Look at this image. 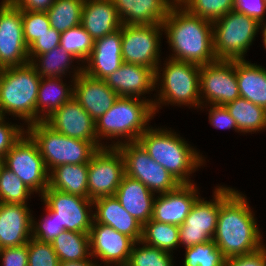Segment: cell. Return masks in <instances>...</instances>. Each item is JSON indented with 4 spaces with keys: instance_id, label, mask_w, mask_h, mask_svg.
<instances>
[{
    "instance_id": "1",
    "label": "cell",
    "mask_w": 266,
    "mask_h": 266,
    "mask_svg": "<svg viewBox=\"0 0 266 266\" xmlns=\"http://www.w3.org/2000/svg\"><path fill=\"white\" fill-rule=\"evenodd\" d=\"M254 216L245 195L220 186V210L212 240L225 258L248 254L264 246Z\"/></svg>"
},
{
    "instance_id": "2",
    "label": "cell",
    "mask_w": 266,
    "mask_h": 266,
    "mask_svg": "<svg viewBox=\"0 0 266 266\" xmlns=\"http://www.w3.org/2000/svg\"><path fill=\"white\" fill-rule=\"evenodd\" d=\"M173 54L170 59L203 66L217 61L213 47V24L173 5L162 23Z\"/></svg>"
},
{
    "instance_id": "3",
    "label": "cell",
    "mask_w": 266,
    "mask_h": 266,
    "mask_svg": "<svg viewBox=\"0 0 266 266\" xmlns=\"http://www.w3.org/2000/svg\"><path fill=\"white\" fill-rule=\"evenodd\" d=\"M138 142L154 161L163 166L181 184H192L190 175L205 161L187 141L167 128L149 127L141 134Z\"/></svg>"
},
{
    "instance_id": "4",
    "label": "cell",
    "mask_w": 266,
    "mask_h": 266,
    "mask_svg": "<svg viewBox=\"0 0 266 266\" xmlns=\"http://www.w3.org/2000/svg\"><path fill=\"white\" fill-rule=\"evenodd\" d=\"M154 114L153 99L119 96L114 105L95 121L97 141L101 143L100 139L125 138L124 141L118 139L116 143L112 141L109 147L136 142L150 127L148 122Z\"/></svg>"
},
{
    "instance_id": "5",
    "label": "cell",
    "mask_w": 266,
    "mask_h": 266,
    "mask_svg": "<svg viewBox=\"0 0 266 266\" xmlns=\"http://www.w3.org/2000/svg\"><path fill=\"white\" fill-rule=\"evenodd\" d=\"M40 82L41 77L30 62L3 68L0 72V116L8 113L27 125L36 123Z\"/></svg>"
},
{
    "instance_id": "6",
    "label": "cell",
    "mask_w": 266,
    "mask_h": 266,
    "mask_svg": "<svg viewBox=\"0 0 266 266\" xmlns=\"http://www.w3.org/2000/svg\"><path fill=\"white\" fill-rule=\"evenodd\" d=\"M165 62V68L161 70L158 66L155 71V85H160V92L153 101L154 113L158 112L160 104L167 103L201 108L200 66L170 58Z\"/></svg>"
},
{
    "instance_id": "7",
    "label": "cell",
    "mask_w": 266,
    "mask_h": 266,
    "mask_svg": "<svg viewBox=\"0 0 266 266\" xmlns=\"http://www.w3.org/2000/svg\"><path fill=\"white\" fill-rule=\"evenodd\" d=\"M26 127V133L37 144L49 172L58 165L89 163L98 150L90 141L60 134L45 121Z\"/></svg>"
},
{
    "instance_id": "8",
    "label": "cell",
    "mask_w": 266,
    "mask_h": 266,
    "mask_svg": "<svg viewBox=\"0 0 266 266\" xmlns=\"http://www.w3.org/2000/svg\"><path fill=\"white\" fill-rule=\"evenodd\" d=\"M212 24L213 47L218 60H244L261 28L256 19L234 10Z\"/></svg>"
},
{
    "instance_id": "9",
    "label": "cell",
    "mask_w": 266,
    "mask_h": 266,
    "mask_svg": "<svg viewBox=\"0 0 266 266\" xmlns=\"http://www.w3.org/2000/svg\"><path fill=\"white\" fill-rule=\"evenodd\" d=\"M116 147L124 159L125 175L139 180L152 193L163 194L175 190L181 184L154 161L138 141L121 143Z\"/></svg>"
},
{
    "instance_id": "10",
    "label": "cell",
    "mask_w": 266,
    "mask_h": 266,
    "mask_svg": "<svg viewBox=\"0 0 266 266\" xmlns=\"http://www.w3.org/2000/svg\"><path fill=\"white\" fill-rule=\"evenodd\" d=\"M3 165L16 174L33 194L39 192L42 196L49 187V171L37 144L26 132L6 153Z\"/></svg>"
},
{
    "instance_id": "11",
    "label": "cell",
    "mask_w": 266,
    "mask_h": 266,
    "mask_svg": "<svg viewBox=\"0 0 266 266\" xmlns=\"http://www.w3.org/2000/svg\"><path fill=\"white\" fill-rule=\"evenodd\" d=\"M162 24L122 25V59L156 71L160 61ZM161 35V36H160Z\"/></svg>"
},
{
    "instance_id": "12",
    "label": "cell",
    "mask_w": 266,
    "mask_h": 266,
    "mask_svg": "<svg viewBox=\"0 0 266 266\" xmlns=\"http://www.w3.org/2000/svg\"><path fill=\"white\" fill-rule=\"evenodd\" d=\"M124 174V159L117 147L98 149L88 163V198L115 195Z\"/></svg>"
},
{
    "instance_id": "13",
    "label": "cell",
    "mask_w": 266,
    "mask_h": 266,
    "mask_svg": "<svg viewBox=\"0 0 266 266\" xmlns=\"http://www.w3.org/2000/svg\"><path fill=\"white\" fill-rule=\"evenodd\" d=\"M239 97L235 60H217L200 66L201 107L226 105Z\"/></svg>"
},
{
    "instance_id": "14",
    "label": "cell",
    "mask_w": 266,
    "mask_h": 266,
    "mask_svg": "<svg viewBox=\"0 0 266 266\" xmlns=\"http://www.w3.org/2000/svg\"><path fill=\"white\" fill-rule=\"evenodd\" d=\"M41 199L53 211V217H56L60 227L68 231L90 232L94 220L92 200L63 193L50 187L44 191Z\"/></svg>"
},
{
    "instance_id": "15",
    "label": "cell",
    "mask_w": 266,
    "mask_h": 266,
    "mask_svg": "<svg viewBox=\"0 0 266 266\" xmlns=\"http://www.w3.org/2000/svg\"><path fill=\"white\" fill-rule=\"evenodd\" d=\"M30 62L22 25V10L9 0L0 3V66L2 68Z\"/></svg>"
},
{
    "instance_id": "16",
    "label": "cell",
    "mask_w": 266,
    "mask_h": 266,
    "mask_svg": "<svg viewBox=\"0 0 266 266\" xmlns=\"http://www.w3.org/2000/svg\"><path fill=\"white\" fill-rule=\"evenodd\" d=\"M198 198L190 213L179 226V245L185 248L212 240L220 210V186L214 191L213 200Z\"/></svg>"
},
{
    "instance_id": "17",
    "label": "cell",
    "mask_w": 266,
    "mask_h": 266,
    "mask_svg": "<svg viewBox=\"0 0 266 266\" xmlns=\"http://www.w3.org/2000/svg\"><path fill=\"white\" fill-rule=\"evenodd\" d=\"M77 68H74L71 81L73 98L96 121L114 105L119 95L104 80L85 74L83 66Z\"/></svg>"
},
{
    "instance_id": "18",
    "label": "cell",
    "mask_w": 266,
    "mask_h": 266,
    "mask_svg": "<svg viewBox=\"0 0 266 266\" xmlns=\"http://www.w3.org/2000/svg\"><path fill=\"white\" fill-rule=\"evenodd\" d=\"M44 121L60 134L90 141L98 149L107 147L97 141L95 121L73 97Z\"/></svg>"
},
{
    "instance_id": "19",
    "label": "cell",
    "mask_w": 266,
    "mask_h": 266,
    "mask_svg": "<svg viewBox=\"0 0 266 266\" xmlns=\"http://www.w3.org/2000/svg\"><path fill=\"white\" fill-rule=\"evenodd\" d=\"M89 237L91 258L102 260L106 266L127 264L134 244L130 237L94 220Z\"/></svg>"
},
{
    "instance_id": "20",
    "label": "cell",
    "mask_w": 266,
    "mask_h": 266,
    "mask_svg": "<svg viewBox=\"0 0 266 266\" xmlns=\"http://www.w3.org/2000/svg\"><path fill=\"white\" fill-rule=\"evenodd\" d=\"M194 183L180 184L175 190L159 194L154 200L152 220L180 226L199 198Z\"/></svg>"
},
{
    "instance_id": "21",
    "label": "cell",
    "mask_w": 266,
    "mask_h": 266,
    "mask_svg": "<svg viewBox=\"0 0 266 266\" xmlns=\"http://www.w3.org/2000/svg\"><path fill=\"white\" fill-rule=\"evenodd\" d=\"M32 216L27 204L0 202V249L28 243L32 238Z\"/></svg>"
},
{
    "instance_id": "22",
    "label": "cell",
    "mask_w": 266,
    "mask_h": 266,
    "mask_svg": "<svg viewBox=\"0 0 266 266\" xmlns=\"http://www.w3.org/2000/svg\"><path fill=\"white\" fill-rule=\"evenodd\" d=\"M106 84L121 97H135L156 90L155 71L138 64L123 63L104 79Z\"/></svg>"
},
{
    "instance_id": "23",
    "label": "cell",
    "mask_w": 266,
    "mask_h": 266,
    "mask_svg": "<svg viewBox=\"0 0 266 266\" xmlns=\"http://www.w3.org/2000/svg\"><path fill=\"white\" fill-rule=\"evenodd\" d=\"M83 64V72L96 79L104 80L124 62L122 59L121 28L114 33L94 41L90 57Z\"/></svg>"
},
{
    "instance_id": "24",
    "label": "cell",
    "mask_w": 266,
    "mask_h": 266,
    "mask_svg": "<svg viewBox=\"0 0 266 266\" xmlns=\"http://www.w3.org/2000/svg\"><path fill=\"white\" fill-rule=\"evenodd\" d=\"M122 25L162 24L173 7L171 0H112Z\"/></svg>"
},
{
    "instance_id": "25",
    "label": "cell",
    "mask_w": 266,
    "mask_h": 266,
    "mask_svg": "<svg viewBox=\"0 0 266 266\" xmlns=\"http://www.w3.org/2000/svg\"><path fill=\"white\" fill-rule=\"evenodd\" d=\"M94 221L110 226L116 231L130 237L134 242L140 241L143 225L131 216L113 196L101 197L93 201Z\"/></svg>"
},
{
    "instance_id": "26",
    "label": "cell",
    "mask_w": 266,
    "mask_h": 266,
    "mask_svg": "<svg viewBox=\"0 0 266 266\" xmlns=\"http://www.w3.org/2000/svg\"><path fill=\"white\" fill-rule=\"evenodd\" d=\"M154 196L143 183L125 174L115 193L122 207L142 225L152 218Z\"/></svg>"
},
{
    "instance_id": "27",
    "label": "cell",
    "mask_w": 266,
    "mask_h": 266,
    "mask_svg": "<svg viewBox=\"0 0 266 266\" xmlns=\"http://www.w3.org/2000/svg\"><path fill=\"white\" fill-rule=\"evenodd\" d=\"M81 25L97 40L120 29L122 23L112 0H85Z\"/></svg>"
},
{
    "instance_id": "28",
    "label": "cell",
    "mask_w": 266,
    "mask_h": 266,
    "mask_svg": "<svg viewBox=\"0 0 266 266\" xmlns=\"http://www.w3.org/2000/svg\"><path fill=\"white\" fill-rule=\"evenodd\" d=\"M240 97L266 110V68L244 60H235Z\"/></svg>"
},
{
    "instance_id": "29",
    "label": "cell",
    "mask_w": 266,
    "mask_h": 266,
    "mask_svg": "<svg viewBox=\"0 0 266 266\" xmlns=\"http://www.w3.org/2000/svg\"><path fill=\"white\" fill-rule=\"evenodd\" d=\"M49 187L88 198V163L56 166L49 172Z\"/></svg>"
},
{
    "instance_id": "30",
    "label": "cell",
    "mask_w": 266,
    "mask_h": 266,
    "mask_svg": "<svg viewBox=\"0 0 266 266\" xmlns=\"http://www.w3.org/2000/svg\"><path fill=\"white\" fill-rule=\"evenodd\" d=\"M72 97L73 86H67L61 78H41L37 94L36 122L44 121Z\"/></svg>"
},
{
    "instance_id": "31",
    "label": "cell",
    "mask_w": 266,
    "mask_h": 266,
    "mask_svg": "<svg viewBox=\"0 0 266 266\" xmlns=\"http://www.w3.org/2000/svg\"><path fill=\"white\" fill-rule=\"evenodd\" d=\"M235 119L241 133L266 130V110L249 100L239 97L224 105Z\"/></svg>"
},
{
    "instance_id": "32",
    "label": "cell",
    "mask_w": 266,
    "mask_h": 266,
    "mask_svg": "<svg viewBox=\"0 0 266 266\" xmlns=\"http://www.w3.org/2000/svg\"><path fill=\"white\" fill-rule=\"evenodd\" d=\"M51 245L60 262L80 261L91 257L89 233L64 230Z\"/></svg>"
},
{
    "instance_id": "33",
    "label": "cell",
    "mask_w": 266,
    "mask_h": 266,
    "mask_svg": "<svg viewBox=\"0 0 266 266\" xmlns=\"http://www.w3.org/2000/svg\"><path fill=\"white\" fill-rule=\"evenodd\" d=\"M29 60L41 78H63L76 58L59 45L43 54L29 55Z\"/></svg>"
},
{
    "instance_id": "34",
    "label": "cell",
    "mask_w": 266,
    "mask_h": 266,
    "mask_svg": "<svg viewBox=\"0 0 266 266\" xmlns=\"http://www.w3.org/2000/svg\"><path fill=\"white\" fill-rule=\"evenodd\" d=\"M140 241L171 253L179 246V226L150 219L143 225Z\"/></svg>"
},
{
    "instance_id": "35",
    "label": "cell",
    "mask_w": 266,
    "mask_h": 266,
    "mask_svg": "<svg viewBox=\"0 0 266 266\" xmlns=\"http://www.w3.org/2000/svg\"><path fill=\"white\" fill-rule=\"evenodd\" d=\"M85 0H55L46 12L51 28L59 33L81 24L82 9Z\"/></svg>"
},
{
    "instance_id": "36",
    "label": "cell",
    "mask_w": 266,
    "mask_h": 266,
    "mask_svg": "<svg viewBox=\"0 0 266 266\" xmlns=\"http://www.w3.org/2000/svg\"><path fill=\"white\" fill-rule=\"evenodd\" d=\"M94 41L80 24L61 33L60 46L73 57L79 59L78 61L86 64L92 53Z\"/></svg>"
},
{
    "instance_id": "37",
    "label": "cell",
    "mask_w": 266,
    "mask_h": 266,
    "mask_svg": "<svg viewBox=\"0 0 266 266\" xmlns=\"http://www.w3.org/2000/svg\"><path fill=\"white\" fill-rule=\"evenodd\" d=\"M33 192L23 181L4 165L0 168V202L27 204Z\"/></svg>"
},
{
    "instance_id": "38",
    "label": "cell",
    "mask_w": 266,
    "mask_h": 266,
    "mask_svg": "<svg viewBox=\"0 0 266 266\" xmlns=\"http://www.w3.org/2000/svg\"><path fill=\"white\" fill-rule=\"evenodd\" d=\"M185 249L184 266H224L225 257L213 240Z\"/></svg>"
},
{
    "instance_id": "39",
    "label": "cell",
    "mask_w": 266,
    "mask_h": 266,
    "mask_svg": "<svg viewBox=\"0 0 266 266\" xmlns=\"http://www.w3.org/2000/svg\"><path fill=\"white\" fill-rule=\"evenodd\" d=\"M173 263L170 252L146 245L141 241L134 242L127 261L128 266H173L175 265Z\"/></svg>"
},
{
    "instance_id": "40",
    "label": "cell",
    "mask_w": 266,
    "mask_h": 266,
    "mask_svg": "<svg viewBox=\"0 0 266 266\" xmlns=\"http://www.w3.org/2000/svg\"><path fill=\"white\" fill-rule=\"evenodd\" d=\"M182 6L193 15L211 22L234 9V0H186Z\"/></svg>"
},
{
    "instance_id": "41",
    "label": "cell",
    "mask_w": 266,
    "mask_h": 266,
    "mask_svg": "<svg viewBox=\"0 0 266 266\" xmlns=\"http://www.w3.org/2000/svg\"><path fill=\"white\" fill-rule=\"evenodd\" d=\"M22 25L28 47L51 28L46 12L22 11Z\"/></svg>"
},
{
    "instance_id": "42",
    "label": "cell",
    "mask_w": 266,
    "mask_h": 266,
    "mask_svg": "<svg viewBox=\"0 0 266 266\" xmlns=\"http://www.w3.org/2000/svg\"><path fill=\"white\" fill-rule=\"evenodd\" d=\"M59 262L50 242L35 238L28 241V266H59Z\"/></svg>"
},
{
    "instance_id": "43",
    "label": "cell",
    "mask_w": 266,
    "mask_h": 266,
    "mask_svg": "<svg viewBox=\"0 0 266 266\" xmlns=\"http://www.w3.org/2000/svg\"><path fill=\"white\" fill-rule=\"evenodd\" d=\"M46 218L39 220V223L32 217V238L39 241L52 242L65 229L60 227L53 211L46 205Z\"/></svg>"
},
{
    "instance_id": "44",
    "label": "cell",
    "mask_w": 266,
    "mask_h": 266,
    "mask_svg": "<svg viewBox=\"0 0 266 266\" xmlns=\"http://www.w3.org/2000/svg\"><path fill=\"white\" fill-rule=\"evenodd\" d=\"M6 117L0 116V159H4L6 153L24 135L23 126L11 124L5 121Z\"/></svg>"
},
{
    "instance_id": "45",
    "label": "cell",
    "mask_w": 266,
    "mask_h": 266,
    "mask_svg": "<svg viewBox=\"0 0 266 266\" xmlns=\"http://www.w3.org/2000/svg\"><path fill=\"white\" fill-rule=\"evenodd\" d=\"M233 10L256 19L260 24H264L266 21L265 0H234Z\"/></svg>"
},
{
    "instance_id": "46",
    "label": "cell",
    "mask_w": 266,
    "mask_h": 266,
    "mask_svg": "<svg viewBox=\"0 0 266 266\" xmlns=\"http://www.w3.org/2000/svg\"><path fill=\"white\" fill-rule=\"evenodd\" d=\"M61 33L54 28H50L48 32L41 35L28 47L29 55H39L51 51L60 45Z\"/></svg>"
},
{
    "instance_id": "47",
    "label": "cell",
    "mask_w": 266,
    "mask_h": 266,
    "mask_svg": "<svg viewBox=\"0 0 266 266\" xmlns=\"http://www.w3.org/2000/svg\"><path fill=\"white\" fill-rule=\"evenodd\" d=\"M224 266H266V245L248 254L225 258Z\"/></svg>"
},
{
    "instance_id": "48",
    "label": "cell",
    "mask_w": 266,
    "mask_h": 266,
    "mask_svg": "<svg viewBox=\"0 0 266 266\" xmlns=\"http://www.w3.org/2000/svg\"><path fill=\"white\" fill-rule=\"evenodd\" d=\"M1 266H28V243L0 249Z\"/></svg>"
},
{
    "instance_id": "49",
    "label": "cell",
    "mask_w": 266,
    "mask_h": 266,
    "mask_svg": "<svg viewBox=\"0 0 266 266\" xmlns=\"http://www.w3.org/2000/svg\"><path fill=\"white\" fill-rule=\"evenodd\" d=\"M209 123L217 129H234L238 131L235 119L224 105H209Z\"/></svg>"
},
{
    "instance_id": "50",
    "label": "cell",
    "mask_w": 266,
    "mask_h": 266,
    "mask_svg": "<svg viewBox=\"0 0 266 266\" xmlns=\"http://www.w3.org/2000/svg\"><path fill=\"white\" fill-rule=\"evenodd\" d=\"M22 11L47 12L55 0H9Z\"/></svg>"
},
{
    "instance_id": "51",
    "label": "cell",
    "mask_w": 266,
    "mask_h": 266,
    "mask_svg": "<svg viewBox=\"0 0 266 266\" xmlns=\"http://www.w3.org/2000/svg\"><path fill=\"white\" fill-rule=\"evenodd\" d=\"M93 261L92 259H85V260H80V261H64V262H59V266H100L101 264L98 265V262Z\"/></svg>"
},
{
    "instance_id": "52",
    "label": "cell",
    "mask_w": 266,
    "mask_h": 266,
    "mask_svg": "<svg viewBox=\"0 0 266 266\" xmlns=\"http://www.w3.org/2000/svg\"><path fill=\"white\" fill-rule=\"evenodd\" d=\"M263 25V26H262ZM262 31V36H263V43H264V47L266 49V22L264 24H261V28Z\"/></svg>"
},
{
    "instance_id": "53",
    "label": "cell",
    "mask_w": 266,
    "mask_h": 266,
    "mask_svg": "<svg viewBox=\"0 0 266 266\" xmlns=\"http://www.w3.org/2000/svg\"><path fill=\"white\" fill-rule=\"evenodd\" d=\"M186 0H171L173 5H182Z\"/></svg>"
},
{
    "instance_id": "54",
    "label": "cell",
    "mask_w": 266,
    "mask_h": 266,
    "mask_svg": "<svg viewBox=\"0 0 266 266\" xmlns=\"http://www.w3.org/2000/svg\"><path fill=\"white\" fill-rule=\"evenodd\" d=\"M2 165H3V160L0 159V168H1Z\"/></svg>"
},
{
    "instance_id": "55",
    "label": "cell",
    "mask_w": 266,
    "mask_h": 266,
    "mask_svg": "<svg viewBox=\"0 0 266 266\" xmlns=\"http://www.w3.org/2000/svg\"><path fill=\"white\" fill-rule=\"evenodd\" d=\"M113 266V265H111ZM115 266H128L127 264L115 265Z\"/></svg>"
}]
</instances>
